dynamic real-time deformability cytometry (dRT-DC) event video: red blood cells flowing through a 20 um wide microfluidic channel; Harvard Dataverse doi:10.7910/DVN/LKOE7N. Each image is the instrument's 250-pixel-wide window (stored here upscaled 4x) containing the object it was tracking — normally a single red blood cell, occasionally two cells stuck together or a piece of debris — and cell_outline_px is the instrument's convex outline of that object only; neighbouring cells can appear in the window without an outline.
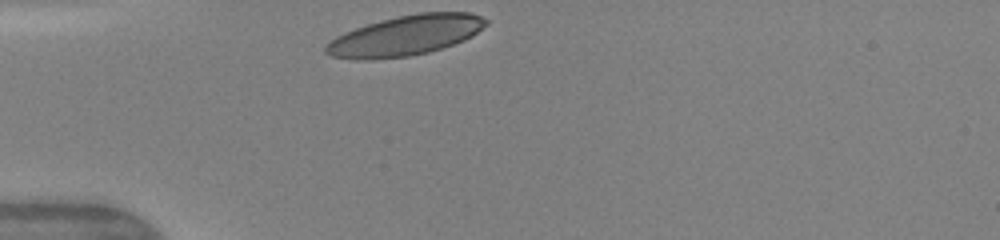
{"species": "human", "species_latin": "Homo sapiens", "temperature_condition": "warm", "stored_images_in_passage": 28, "camera_frame_rate_fps": 3000, "um_per_image_px": 0.085, "donor": {"sex": "female"}, "frame": {"image": 1, "passage_image": 1, "time_ms": 0.0, "image_size_px": [1000, 240], "cell_outline_px": [[488, 24], [472, 36], [464, 40], [428, 52], [408, 56], [368, 60], [356, 60], [332, 56], [324, 52], [324, 44], [336, 36], [344, 32], [380, 20], [396, 16], [420, 12], [468, 12], [480, 16], [488, 20]], "centroid_in_image_um": [34.43, 3.02], "position_along_channel_um": 50.6, "area_um2": 37.45}, "authors_computed_cell_mechanics": {"area_um2": 36.3562, "velocity_mm_per_s": 4.1454, "shape_relaxation_time_tau1_ms": 2.7116, "shape_relaxation_time_tau2_ms": 3.4285, "deformation_change_tau1": 0.1211, "deformation_change_tau2": 0.0994}}